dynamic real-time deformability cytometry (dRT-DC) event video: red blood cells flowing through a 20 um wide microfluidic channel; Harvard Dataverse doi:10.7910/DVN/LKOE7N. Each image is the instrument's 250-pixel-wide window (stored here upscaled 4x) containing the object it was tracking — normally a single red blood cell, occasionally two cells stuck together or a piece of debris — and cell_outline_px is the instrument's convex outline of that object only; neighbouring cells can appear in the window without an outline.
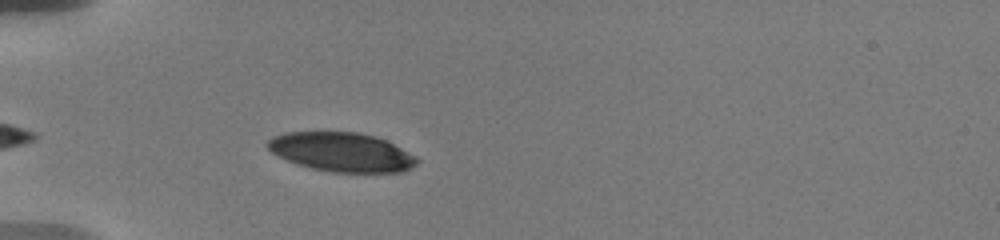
{"species": "human", "species_latin": "Homo sapiens", "temperature_condition": "warm", "stored_images_in_passage": 3, "camera_frame_rate_fps": 3000, "um_per_image_px": 0.085, "donor": {"sex": "male"}, "frame": {"image": 1, "passage_image": 3, "time_ms": 1.333, "image_size_px": [1000, 240], "cell_outline_px": [[420, 160], [412, 168], [400, 172], [332, 172], [312, 168], [296, 164], [272, 152], [264, 144], [272, 136], [284, 132], [360, 132], [376, 136], [416, 156]], "centroid_in_image_um": [29.02, 12.92], "position_along_channel_um": 56.0, "area_um2": 33.99}}